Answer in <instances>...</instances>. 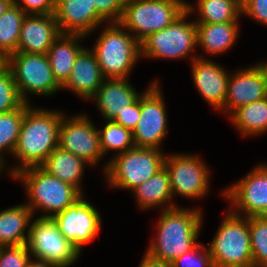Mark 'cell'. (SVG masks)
I'll use <instances>...</instances> for the list:
<instances>
[{
	"mask_svg": "<svg viewBox=\"0 0 267 267\" xmlns=\"http://www.w3.org/2000/svg\"><path fill=\"white\" fill-rule=\"evenodd\" d=\"M60 111L32 108L25 103V114L13 156L20 163L11 169V177L23 169L40 167L49 154L58 146Z\"/></svg>",
	"mask_w": 267,
	"mask_h": 267,
	"instance_id": "6da1fadb",
	"label": "cell"
},
{
	"mask_svg": "<svg viewBox=\"0 0 267 267\" xmlns=\"http://www.w3.org/2000/svg\"><path fill=\"white\" fill-rule=\"evenodd\" d=\"M179 207L161 210L157 237L146 251L151 257L171 263L199 244L196 241L203 223L201 210Z\"/></svg>",
	"mask_w": 267,
	"mask_h": 267,
	"instance_id": "7a4b0ae2",
	"label": "cell"
},
{
	"mask_svg": "<svg viewBox=\"0 0 267 267\" xmlns=\"http://www.w3.org/2000/svg\"><path fill=\"white\" fill-rule=\"evenodd\" d=\"M105 26L91 50L105 79H126L140 59V42L119 22Z\"/></svg>",
	"mask_w": 267,
	"mask_h": 267,
	"instance_id": "3957f363",
	"label": "cell"
},
{
	"mask_svg": "<svg viewBox=\"0 0 267 267\" xmlns=\"http://www.w3.org/2000/svg\"><path fill=\"white\" fill-rule=\"evenodd\" d=\"M13 178L20 179L27 192L29 203L26 205L34 215L35 211L42 210L44 215L39 218H51L72 205L83 194L70 183L47 173L41 167L23 169ZM52 214H49L51 213Z\"/></svg>",
	"mask_w": 267,
	"mask_h": 267,
	"instance_id": "277c9868",
	"label": "cell"
},
{
	"mask_svg": "<svg viewBox=\"0 0 267 267\" xmlns=\"http://www.w3.org/2000/svg\"><path fill=\"white\" fill-rule=\"evenodd\" d=\"M208 250L214 267H254L250 242L249 217L229 210Z\"/></svg>",
	"mask_w": 267,
	"mask_h": 267,
	"instance_id": "5b68a950",
	"label": "cell"
},
{
	"mask_svg": "<svg viewBox=\"0 0 267 267\" xmlns=\"http://www.w3.org/2000/svg\"><path fill=\"white\" fill-rule=\"evenodd\" d=\"M184 0H125L120 24L141 43L169 26L186 10Z\"/></svg>",
	"mask_w": 267,
	"mask_h": 267,
	"instance_id": "8992f818",
	"label": "cell"
},
{
	"mask_svg": "<svg viewBox=\"0 0 267 267\" xmlns=\"http://www.w3.org/2000/svg\"><path fill=\"white\" fill-rule=\"evenodd\" d=\"M194 6L186 4V10L166 28L150 34L141 43V57L181 59L187 56L192 62L198 56L190 52L197 47V30L194 21H186Z\"/></svg>",
	"mask_w": 267,
	"mask_h": 267,
	"instance_id": "52a82bcc",
	"label": "cell"
},
{
	"mask_svg": "<svg viewBox=\"0 0 267 267\" xmlns=\"http://www.w3.org/2000/svg\"><path fill=\"white\" fill-rule=\"evenodd\" d=\"M164 153L155 148H133L113 156L104 168L109 186L134 190L164 167Z\"/></svg>",
	"mask_w": 267,
	"mask_h": 267,
	"instance_id": "ba28073f",
	"label": "cell"
},
{
	"mask_svg": "<svg viewBox=\"0 0 267 267\" xmlns=\"http://www.w3.org/2000/svg\"><path fill=\"white\" fill-rule=\"evenodd\" d=\"M8 67L14 76L16 87L25 103L27 94L52 96L62 87L54 78L46 54L15 52L8 56Z\"/></svg>",
	"mask_w": 267,
	"mask_h": 267,
	"instance_id": "9c48e42d",
	"label": "cell"
},
{
	"mask_svg": "<svg viewBox=\"0 0 267 267\" xmlns=\"http://www.w3.org/2000/svg\"><path fill=\"white\" fill-rule=\"evenodd\" d=\"M27 247L32 257L60 267H69L80 256L79 250L59 231L52 218H36L29 225Z\"/></svg>",
	"mask_w": 267,
	"mask_h": 267,
	"instance_id": "30bf717a",
	"label": "cell"
},
{
	"mask_svg": "<svg viewBox=\"0 0 267 267\" xmlns=\"http://www.w3.org/2000/svg\"><path fill=\"white\" fill-rule=\"evenodd\" d=\"M140 95V119L132 131L135 147L160 149L167 133L164 97L154 81Z\"/></svg>",
	"mask_w": 267,
	"mask_h": 267,
	"instance_id": "8fae6325",
	"label": "cell"
},
{
	"mask_svg": "<svg viewBox=\"0 0 267 267\" xmlns=\"http://www.w3.org/2000/svg\"><path fill=\"white\" fill-rule=\"evenodd\" d=\"M193 155L165 156L164 167L169 173L173 198L180 194L185 198L202 199L209 190V169L201 158Z\"/></svg>",
	"mask_w": 267,
	"mask_h": 267,
	"instance_id": "7c38bea8",
	"label": "cell"
},
{
	"mask_svg": "<svg viewBox=\"0 0 267 267\" xmlns=\"http://www.w3.org/2000/svg\"><path fill=\"white\" fill-rule=\"evenodd\" d=\"M222 194L231 203L232 209L229 210L234 214L246 217L267 216V164L260 163Z\"/></svg>",
	"mask_w": 267,
	"mask_h": 267,
	"instance_id": "4fadbf2b",
	"label": "cell"
},
{
	"mask_svg": "<svg viewBox=\"0 0 267 267\" xmlns=\"http://www.w3.org/2000/svg\"><path fill=\"white\" fill-rule=\"evenodd\" d=\"M66 240L81 253L101 230V216L97 209L82 196L72 205L51 217Z\"/></svg>",
	"mask_w": 267,
	"mask_h": 267,
	"instance_id": "5bb4252c",
	"label": "cell"
},
{
	"mask_svg": "<svg viewBox=\"0 0 267 267\" xmlns=\"http://www.w3.org/2000/svg\"><path fill=\"white\" fill-rule=\"evenodd\" d=\"M58 146L82 158L89 165H97L103 157L99 131L86 115L62 116Z\"/></svg>",
	"mask_w": 267,
	"mask_h": 267,
	"instance_id": "9a60e30c",
	"label": "cell"
},
{
	"mask_svg": "<svg viewBox=\"0 0 267 267\" xmlns=\"http://www.w3.org/2000/svg\"><path fill=\"white\" fill-rule=\"evenodd\" d=\"M267 97V80L264 71L257 63L230 74L223 113L232 114L235 110Z\"/></svg>",
	"mask_w": 267,
	"mask_h": 267,
	"instance_id": "2e32d148",
	"label": "cell"
},
{
	"mask_svg": "<svg viewBox=\"0 0 267 267\" xmlns=\"http://www.w3.org/2000/svg\"><path fill=\"white\" fill-rule=\"evenodd\" d=\"M54 15L61 33L87 36L106 23L91 0H56Z\"/></svg>",
	"mask_w": 267,
	"mask_h": 267,
	"instance_id": "e0dca14e",
	"label": "cell"
},
{
	"mask_svg": "<svg viewBox=\"0 0 267 267\" xmlns=\"http://www.w3.org/2000/svg\"><path fill=\"white\" fill-rule=\"evenodd\" d=\"M60 34L54 14H27L21 25L17 52L47 54Z\"/></svg>",
	"mask_w": 267,
	"mask_h": 267,
	"instance_id": "ac0fdd59",
	"label": "cell"
},
{
	"mask_svg": "<svg viewBox=\"0 0 267 267\" xmlns=\"http://www.w3.org/2000/svg\"><path fill=\"white\" fill-rule=\"evenodd\" d=\"M201 57L191 64L195 87L208 104L221 110L224 107L230 75L219 64Z\"/></svg>",
	"mask_w": 267,
	"mask_h": 267,
	"instance_id": "d6986e66",
	"label": "cell"
},
{
	"mask_svg": "<svg viewBox=\"0 0 267 267\" xmlns=\"http://www.w3.org/2000/svg\"><path fill=\"white\" fill-rule=\"evenodd\" d=\"M104 79L93 50L83 48L77 55L71 75L62 89H70L79 97L90 100Z\"/></svg>",
	"mask_w": 267,
	"mask_h": 267,
	"instance_id": "ffe728a7",
	"label": "cell"
},
{
	"mask_svg": "<svg viewBox=\"0 0 267 267\" xmlns=\"http://www.w3.org/2000/svg\"><path fill=\"white\" fill-rule=\"evenodd\" d=\"M141 94L126 79H104L92 97L105 121H111L133 104Z\"/></svg>",
	"mask_w": 267,
	"mask_h": 267,
	"instance_id": "44dd1931",
	"label": "cell"
},
{
	"mask_svg": "<svg viewBox=\"0 0 267 267\" xmlns=\"http://www.w3.org/2000/svg\"><path fill=\"white\" fill-rule=\"evenodd\" d=\"M84 37L82 34L61 33L46 54L54 78L61 87L68 81L75 59L83 49L79 40Z\"/></svg>",
	"mask_w": 267,
	"mask_h": 267,
	"instance_id": "7402d4cb",
	"label": "cell"
},
{
	"mask_svg": "<svg viewBox=\"0 0 267 267\" xmlns=\"http://www.w3.org/2000/svg\"><path fill=\"white\" fill-rule=\"evenodd\" d=\"M132 193H135L137 203L142 210L155 208V206L162 207V210H168L178 206L174 203L170 204L173 194L169 173L165 167L138 185Z\"/></svg>",
	"mask_w": 267,
	"mask_h": 267,
	"instance_id": "603a6c76",
	"label": "cell"
},
{
	"mask_svg": "<svg viewBox=\"0 0 267 267\" xmlns=\"http://www.w3.org/2000/svg\"><path fill=\"white\" fill-rule=\"evenodd\" d=\"M33 217L25 203L0 211V247L26 244L29 231L25 230Z\"/></svg>",
	"mask_w": 267,
	"mask_h": 267,
	"instance_id": "cb8c5ba5",
	"label": "cell"
},
{
	"mask_svg": "<svg viewBox=\"0 0 267 267\" xmlns=\"http://www.w3.org/2000/svg\"><path fill=\"white\" fill-rule=\"evenodd\" d=\"M86 165L87 162L82 158L57 146L40 167L52 176L70 183L83 194L80 182Z\"/></svg>",
	"mask_w": 267,
	"mask_h": 267,
	"instance_id": "d4e9b609",
	"label": "cell"
},
{
	"mask_svg": "<svg viewBox=\"0 0 267 267\" xmlns=\"http://www.w3.org/2000/svg\"><path fill=\"white\" fill-rule=\"evenodd\" d=\"M238 23H196L197 45L211 55L227 51L238 37Z\"/></svg>",
	"mask_w": 267,
	"mask_h": 267,
	"instance_id": "484cf974",
	"label": "cell"
},
{
	"mask_svg": "<svg viewBox=\"0 0 267 267\" xmlns=\"http://www.w3.org/2000/svg\"><path fill=\"white\" fill-rule=\"evenodd\" d=\"M229 116L241 135H260L267 131V97L242 106Z\"/></svg>",
	"mask_w": 267,
	"mask_h": 267,
	"instance_id": "4316f807",
	"label": "cell"
},
{
	"mask_svg": "<svg viewBox=\"0 0 267 267\" xmlns=\"http://www.w3.org/2000/svg\"><path fill=\"white\" fill-rule=\"evenodd\" d=\"M199 19L195 23H226L238 22L242 15L239 0H197Z\"/></svg>",
	"mask_w": 267,
	"mask_h": 267,
	"instance_id": "83f0119b",
	"label": "cell"
},
{
	"mask_svg": "<svg viewBox=\"0 0 267 267\" xmlns=\"http://www.w3.org/2000/svg\"><path fill=\"white\" fill-rule=\"evenodd\" d=\"M27 14L13 3L0 17V51L7 56L17 52L22 22Z\"/></svg>",
	"mask_w": 267,
	"mask_h": 267,
	"instance_id": "f1b7e54d",
	"label": "cell"
},
{
	"mask_svg": "<svg viewBox=\"0 0 267 267\" xmlns=\"http://www.w3.org/2000/svg\"><path fill=\"white\" fill-rule=\"evenodd\" d=\"M105 126L99 129L100 146L103 157L108 151H117V155L135 148L132 130L111 121H106Z\"/></svg>",
	"mask_w": 267,
	"mask_h": 267,
	"instance_id": "f546056e",
	"label": "cell"
},
{
	"mask_svg": "<svg viewBox=\"0 0 267 267\" xmlns=\"http://www.w3.org/2000/svg\"><path fill=\"white\" fill-rule=\"evenodd\" d=\"M25 114V103L18 109L0 114V157L13 155ZM5 151V152H4Z\"/></svg>",
	"mask_w": 267,
	"mask_h": 267,
	"instance_id": "4dcf8cb0",
	"label": "cell"
},
{
	"mask_svg": "<svg viewBox=\"0 0 267 267\" xmlns=\"http://www.w3.org/2000/svg\"><path fill=\"white\" fill-rule=\"evenodd\" d=\"M254 267H267V216L249 217Z\"/></svg>",
	"mask_w": 267,
	"mask_h": 267,
	"instance_id": "1f68e13d",
	"label": "cell"
},
{
	"mask_svg": "<svg viewBox=\"0 0 267 267\" xmlns=\"http://www.w3.org/2000/svg\"><path fill=\"white\" fill-rule=\"evenodd\" d=\"M25 102L16 87L9 67L0 73V114L20 108Z\"/></svg>",
	"mask_w": 267,
	"mask_h": 267,
	"instance_id": "d6a6232c",
	"label": "cell"
},
{
	"mask_svg": "<svg viewBox=\"0 0 267 267\" xmlns=\"http://www.w3.org/2000/svg\"><path fill=\"white\" fill-rule=\"evenodd\" d=\"M203 244H198L194 249L173 260L171 267H214L211 254Z\"/></svg>",
	"mask_w": 267,
	"mask_h": 267,
	"instance_id": "836d02e7",
	"label": "cell"
},
{
	"mask_svg": "<svg viewBox=\"0 0 267 267\" xmlns=\"http://www.w3.org/2000/svg\"><path fill=\"white\" fill-rule=\"evenodd\" d=\"M31 253L26 244L0 247V267H27Z\"/></svg>",
	"mask_w": 267,
	"mask_h": 267,
	"instance_id": "e575fe53",
	"label": "cell"
},
{
	"mask_svg": "<svg viewBox=\"0 0 267 267\" xmlns=\"http://www.w3.org/2000/svg\"><path fill=\"white\" fill-rule=\"evenodd\" d=\"M97 13L105 20L110 22H120L125 0H91Z\"/></svg>",
	"mask_w": 267,
	"mask_h": 267,
	"instance_id": "d590c367",
	"label": "cell"
},
{
	"mask_svg": "<svg viewBox=\"0 0 267 267\" xmlns=\"http://www.w3.org/2000/svg\"><path fill=\"white\" fill-rule=\"evenodd\" d=\"M26 14H55L56 0H14Z\"/></svg>",
	"mask_w": 267,
	"mask_h": 267,
	"instance_id": "8d00e7d4",
	"label": "cell"
},
{
	"mask_svg": "<svg viewBox=\"0 0 267 267\" xmlns=\"http://www.w3.org/2000/svg\"><path fill=\"white\" fill-rule=\"evenodd\" d=\"M242 14L267 25V0H243Z\"/></svg>",
	"mask_w": 267,
	"mask_h": 267,
	"instance_id": "74e56055",
	"label": "cell"
},
{
	"mask_svg": "<svg viewBox=\"0 0 267 267\" xmlns=\"http://www.w3.org/2000/svg\"><path fill=\"white\" fill-rule=\"evenodd\" d=\"M139 119L140 96L133 104L127 106L126 110H124L122 113H119L113 121L133 131Z\"/></svg>",
	"mask_w": 267,
	"mask_h": 267,
	"instance_id": "f35d334b",
	"label": "cell"
},
{
	"mask_svg": "<svg viewBox=\"0 0 267 267\" xmlns=\"http://www.w3.org/2000/svg\"><path fill=\"white\" fill-rule=\"evenodd\" d=\"M139 267H171V264L155 259L145 252Z\"/></svg>",
	"mask_w": 267,
	"mask_h": 267,
	"instance_id": "ab89813d",
	"label": "cell"
},
{
	"mask_svg": "<svg viewBox=\"0 0 267 267\" xmlns=\"http://www.w3.org/2000/svg\"><path fill=\"white\" fill-rule=\"evenodd\" d=\"M27 267H60V266L45 260H40L35 258V260L30 259Z\"/></svg>",
	"mask_w": 267,
	"mask_h": 267,
	"instance_id": "60d3db41",
	"label": "cell"
},
{
	"mask_svg": "<svg viewBox=\"0 0 267 267\" xmlns=\"http://www.w3.org/2000/svg\"><path fill=\"white\" fill-rule=\"evenodd\" d=\"M14 3V0H0V17Z\"/></svg>",
	"mask_w": 267,
	"mask_h": 267,
	"instance_id": "b9f144b4",
	"label": "cell"
},
{
	"mask_svg": "<svg viewBox=\"0 0 267 267\" xmlns=\"http://www.w3.org/2000/svg\"><path fill=\"white\" fill-rule=\"evenodd\" d=\"M8 67V56L0 51V73Z\"/></svg>",
	"mask_w": 267,
	"mask_h": 267,
	"instance_id": "7bdbcfd3",
	"label": "cell"
},
{
	"mask_svg": "<svg viewBox=\"0 0 267 267\" xmlns=\"http://www.w3.org/2000/svg\"><path fill=\"white\" fill-rule=\"evenodd\" d=\"M259 66L262 68V70L264 71L265 73V76H266V80H267V62H260L259 63Z\"/></svg>",
	"mask_w": 267,
	"mask_h": 267,
	"instance_id": "ee69618b",
	"label": "cell"
},
{
	"mask_svg": "<svg viewBox=\"0 0 267 267\" xmlns=\"http://www.w3.org/2000/svg\"><path fill=\"white\" fill-rule=\"evenodd\" d=\"M5 165V159L3 157H0V173H2Z\"/></svg>",
	"mask_w": 267,
	"mask_h": 267,
	"instance_id": "f6af8a7d",
	"label": "cell"
}]
</instances>
